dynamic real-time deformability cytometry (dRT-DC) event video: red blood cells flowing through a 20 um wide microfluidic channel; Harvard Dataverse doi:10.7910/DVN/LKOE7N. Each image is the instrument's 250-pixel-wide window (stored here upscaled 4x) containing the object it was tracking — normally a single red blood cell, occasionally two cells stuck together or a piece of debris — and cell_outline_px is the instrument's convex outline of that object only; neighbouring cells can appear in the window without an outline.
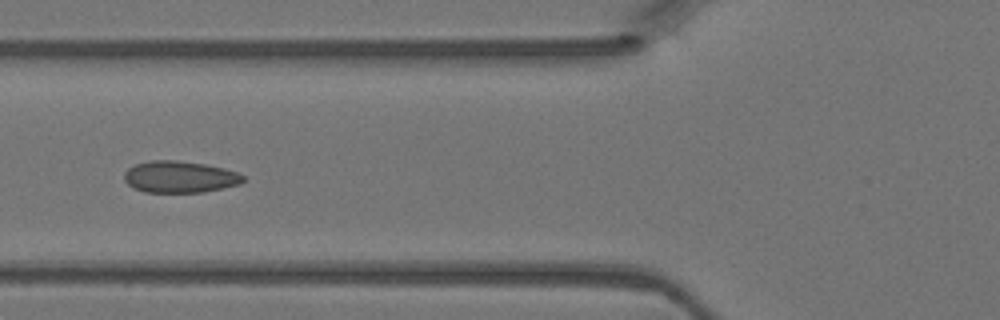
{"species": "Egyptian fruit bat (a non-hibernating species)", "species_latin": "Rousettus aegyptiacus", "temperature_condition": "warm", "stored_images_in_passage": 5, "camera_frame_rate_fps": 3000, "um_per_image_px": 0.085, "animal": {"sex": "female"}, "frame": {"image": 1, "passage_image": 5, "time_ms": 1.333, "image_size_px": [1000, 320], "cell_outline_px": [[244, 180], [240, 184], [204, 192], [144, 192], [128, 184], [124, 180], [124, 172], [128, 168], [136, 164], [152, 160], [176, 160], [204, 164], [224, 168], [240, 172], [244, 176]], "centroid_in_image_um": [15.3, 15.03], "position_along_channel_um": 110.5, "area_um2": 21.96}}